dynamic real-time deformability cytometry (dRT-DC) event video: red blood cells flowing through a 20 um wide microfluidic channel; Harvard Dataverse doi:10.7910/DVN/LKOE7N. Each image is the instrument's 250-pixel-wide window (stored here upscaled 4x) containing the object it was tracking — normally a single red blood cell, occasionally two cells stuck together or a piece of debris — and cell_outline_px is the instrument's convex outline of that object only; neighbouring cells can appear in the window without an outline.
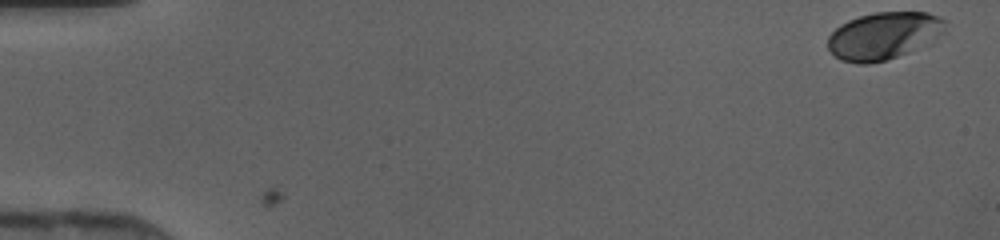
{"species": "human", "species_latin": "Homo sapiens", "temperature_condition": "cold", "stored_images_in_passage": 19, "camera_frame_rate_fps": 3000, "um_per_image_px": 0.085, "donor": {"sex": "female"}, "frame": {"image": 1, "passage_image": 1, "time_ms": 0.0, "image_size_px": [1000, 240], "cell_outline_px": [[944, 32], [908, 52], [888, 60], [868, 64], [856, 64], [840, 60], [828, 48], [828, 36], [840, 24], [848, 20], [860, 16], [876, 12], [928, 12], [940, 16], [944, 20]], "centroid_in_image_um": [75.06, 3.04], "position_along_channel_um": 9.9, "area_um2": 32.08}}
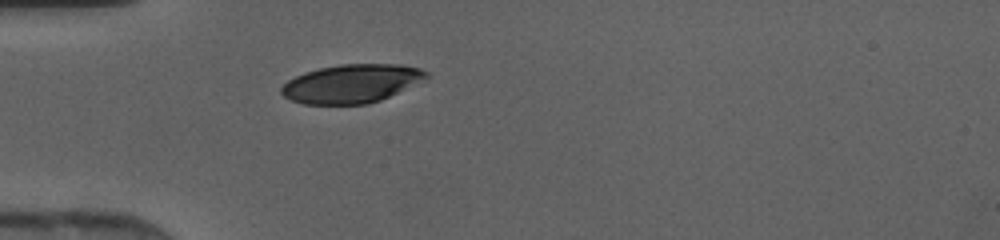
{"frame": {"image": 2, "passage_image": 14, "time_ms": 4.333, "image_size_px": [1000, 240], "cell_outline_px": [[428, 76], [380, 100], [368, 104], [304, 104], [292, 100], [284, 96], [280, 92], [280, 88], [288, 80], [304, 72], [320, 68], [340, 64], [400, 64], [420, 68], [428, 72]], "centroid_in_image_um": [29.82, 7.1], "position_along_channel_um": 55.2, "area_um2": 32.08}}
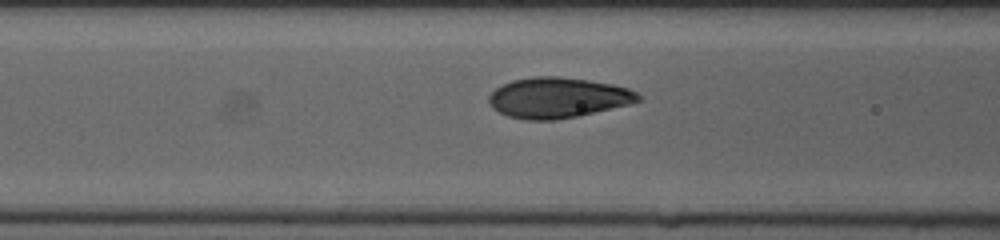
{"frame": {"image": 3, "passage_image": 19, "time_ms": 6.0, "image_size_px": [1000, 240], "cell_outline_px": [[644, 100], [580, 116], [556, 120], [524, 120], [508, 116], [492, 108], [488, 100], [488, 96], [496, 88], [512, 80], [532, 76], [556, 76], [588, 80], [612, 84], [628, 88], [636, 92]], "centroid_in_image_um": [47.41, 8.31], "position_along_channel_um": 119.2, "area_um2": 35.32}}